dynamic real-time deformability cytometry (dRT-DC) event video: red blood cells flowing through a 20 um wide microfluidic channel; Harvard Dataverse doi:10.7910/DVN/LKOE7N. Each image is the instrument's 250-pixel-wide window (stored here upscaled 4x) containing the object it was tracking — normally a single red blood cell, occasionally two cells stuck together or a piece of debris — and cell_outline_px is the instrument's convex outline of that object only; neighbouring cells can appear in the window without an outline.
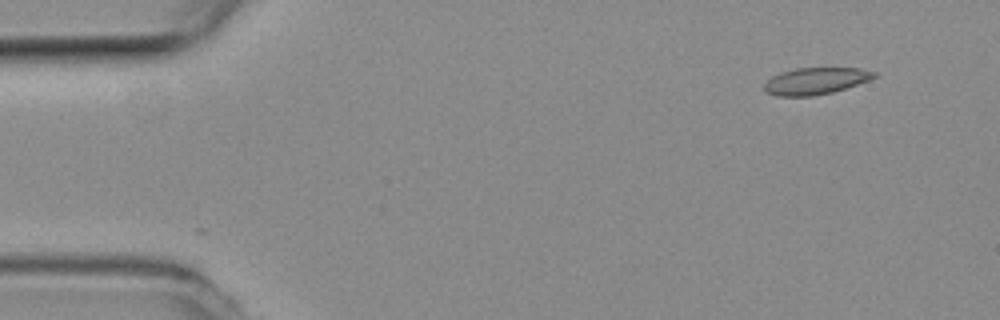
{"species": "common noctule bat (a hibernating species)", "species_latin": "Nyctalus noctula", "temperature_condition": "room temperature", "stored_images_in_passage": 51, "camera_frame_rate_fps": 3000, "um_per_image_px": 0.085, "animal": {"sex": "female", "body_mass_g": 19.3, "forearm_length_mm": 54.1}, "frame": {"image": 1, "passage_image": 1, "time_ms": 0.0, "image_size_px": [1000, 320], "cell_outline_px": [[876, 76], [868, 80], [832, 92], [812, 96], [776, 96], [764, 92], [764, 84], [772, 76], [780, 72], [796, 68], [860, 68], [876, 72]], "centroid_in_image_um": [69.27, 6.88], "position_along_channel_um": 15.7, "area_um2": 17.05}}
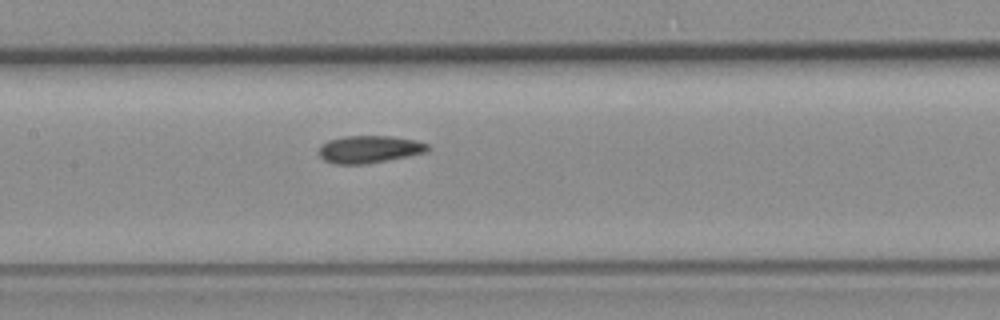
{"frame": {"image": 2, "passage_image": 22, "time_ms": 7.0, "image_size_px": [1000, 320], "cell_outline_px": [[432, 148], [424, 152], [408, 156], [364, 164], [336, 164], [324, 160], [320, 156], [320, 144], [328, 140], [344, 136], [392, 136], [416, 140], [428, 144]], "centroid_in_image_um": [31.39, 12.68], "position_along_channel_um": 176.0, "area_um2": 17.34}}
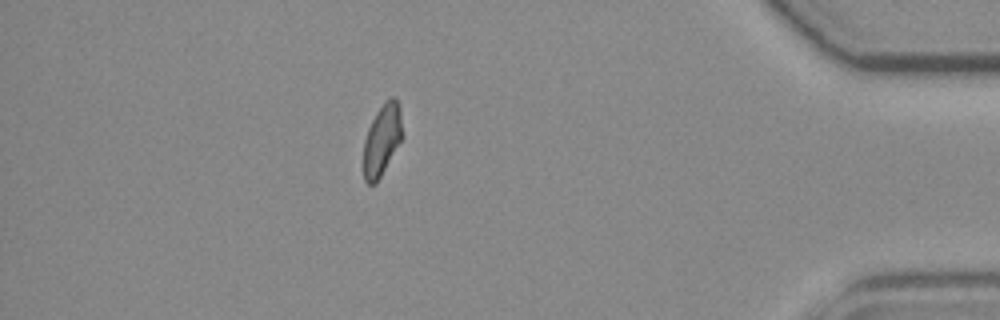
{"frame": {"image": 3, "passage_image": 44, "time_ms": 14.333, "image_size_px": [1000, 320], "cell_outline_px": [[400, 140], [376, 184], [368, 184], [364, 180], [364, 140], [368, 128], [376, 112], [384, 100], [392, 96], [396, 96], [400, 104]], "centroid_in_image_um": [32.44, 11.84], "position_along_channel_um": 402.8, "area_um2": 15.72}, "authors_computed_cell_mechanics": {"area_um2": 17.1666, "velocity_mm_per_s": 3.761, "shape_relaxation_time_tau1_ms": null, "shape_relaxation_time_tau2_ms": 2.8924, "deformation_change_tau1": null, "deformation_change_tau2": 0.0923}}